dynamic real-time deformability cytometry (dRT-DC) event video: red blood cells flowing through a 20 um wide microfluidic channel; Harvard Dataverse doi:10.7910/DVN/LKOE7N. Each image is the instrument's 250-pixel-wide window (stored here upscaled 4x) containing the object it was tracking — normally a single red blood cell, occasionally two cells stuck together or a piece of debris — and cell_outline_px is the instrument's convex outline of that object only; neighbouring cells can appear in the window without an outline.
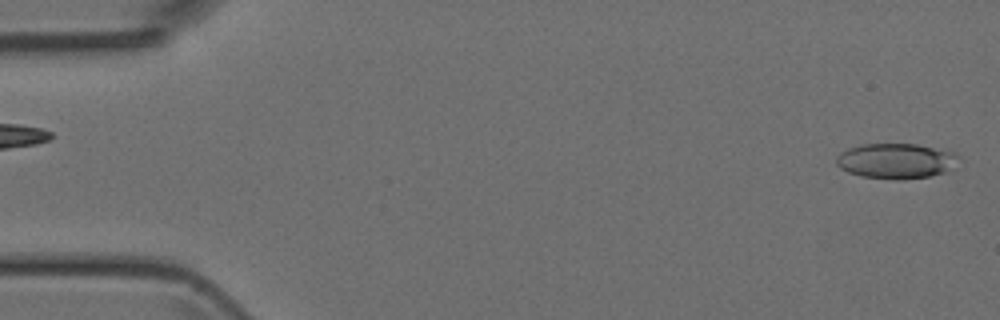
{"species": "Egyptian fruit bat (a non-hibernating species)", "species_latin": "Rousettus aegyptiacus", "temperature_condition": "room temperature", "stored_images_in_passage": 4, "camera_frame_rate_fps": 3000, "um_per_image_px": 0.085, "animal": {"sex": "female"}, "frame": {"image": 1, "passage_image": 4, "time_ms": 1.0, "image_size_px": [1000, 320], "cell_outline_px": [[960, 156], [952, 168], [944, 172], [932, 176], [900, 180], [860, 176], [848, 172], [840, 168], [836, 164], [836, 156], [840, 152], [848, 148], [860, 144], [916, 144], [956, 152]], "centroid_in_image_um": [76.15, 13.68], "position_along_channel_um": 8.8, "area_um2": 25.32}}